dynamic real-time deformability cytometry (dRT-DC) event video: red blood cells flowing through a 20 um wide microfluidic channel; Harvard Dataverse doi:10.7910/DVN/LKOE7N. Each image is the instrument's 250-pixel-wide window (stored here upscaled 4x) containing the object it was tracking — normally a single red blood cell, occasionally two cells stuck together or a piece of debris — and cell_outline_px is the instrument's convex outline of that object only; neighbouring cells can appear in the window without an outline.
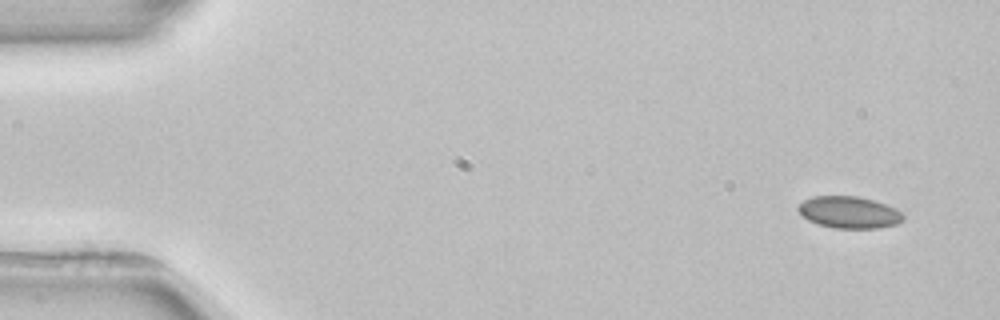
{"species": "common noctule bat (a hibernating species)", "species_latin": "Nyctalus noctula", "temperature_condition": "room temperature", "stored_images_in_passage": 4, "camera_frame_rate_fps": 3000, "um_per_image_px": 0.085, "animal": {"sex": "female", "body_mass_g": 22.7, "forearm_length_mm": 54.2}, "frame": {"image": 1, "passage_image": 1, "time_ms": 0.0, "image_size_px": [1000, 320], "cell_outline_px": [[904, 220], [896, 224], [880, 228], [836, 228], [820, 224], [808, 220], [796, 208], [796, 204], [812, 196], [856, 196], [876, 200], [896, 208], [904, 212]], "centroid_in_image_um": [72.21, 18.03], "position_along_channel_um": 12.8, "area_um2": 19.71}}
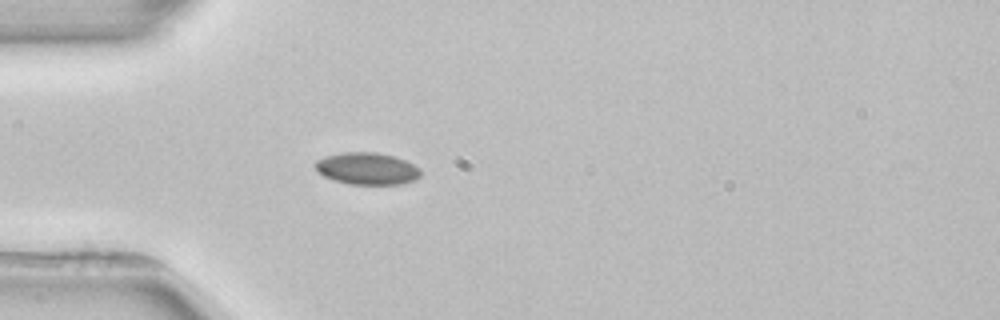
{"frame": {"image": 2, "passage_image": 4, "time_ms": 4.0, "image_size_px": [1000, 320], "cell_outline_px": [[420, 176], [416, 180], [404, 184], [348, 184], [332, 180], [316, 172], [316, 160], [324, 156], [344, 152], [376, 152], [396, 156], [420, 168]], "centroid_in_image_um": [31.2, 14.33], "position_along_channel_um": 53.8, "area_um2": 19.88}}